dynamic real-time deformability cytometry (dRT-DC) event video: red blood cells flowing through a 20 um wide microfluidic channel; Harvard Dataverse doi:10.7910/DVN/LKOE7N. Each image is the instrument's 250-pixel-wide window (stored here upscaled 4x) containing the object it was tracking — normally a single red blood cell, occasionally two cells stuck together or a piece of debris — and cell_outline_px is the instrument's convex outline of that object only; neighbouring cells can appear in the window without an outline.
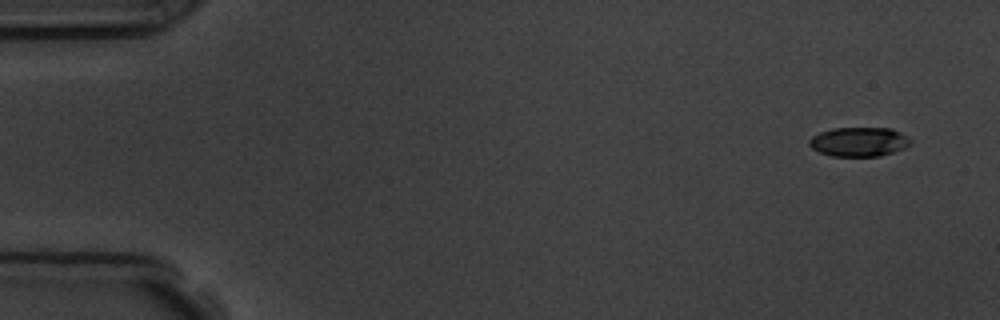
{"species": "common noctule bat (a hibernating species)", "species_latin": "Nyctalus noctula", "temperature_condition": "room temperature", "stored_images_in_passage": 6, "camera_frame_rate_fps": 3000, "um_per_image_px": 0.085, "animal": {"sex": "male", "body_mass_g": 19.5, "forearm_length_mm": 54.6}, "frame": {"image": 1, "passage_image": 1, "time_ms": 0.0, "image_size_px": [1000, 320], "cell_outline_px": [[912, 144], [904, 148], [880, 156], [832, 156], [820, 152], [812, 148], [808, 144], [808, 140], [812, 136], [820, 132], [832, 128], [892, 128], [900, 132], [912, 140]], "centroid_in_image_um": [73.01, 12.05], "position_along_channel_um": 12.0, "area_um2": 17.34}}